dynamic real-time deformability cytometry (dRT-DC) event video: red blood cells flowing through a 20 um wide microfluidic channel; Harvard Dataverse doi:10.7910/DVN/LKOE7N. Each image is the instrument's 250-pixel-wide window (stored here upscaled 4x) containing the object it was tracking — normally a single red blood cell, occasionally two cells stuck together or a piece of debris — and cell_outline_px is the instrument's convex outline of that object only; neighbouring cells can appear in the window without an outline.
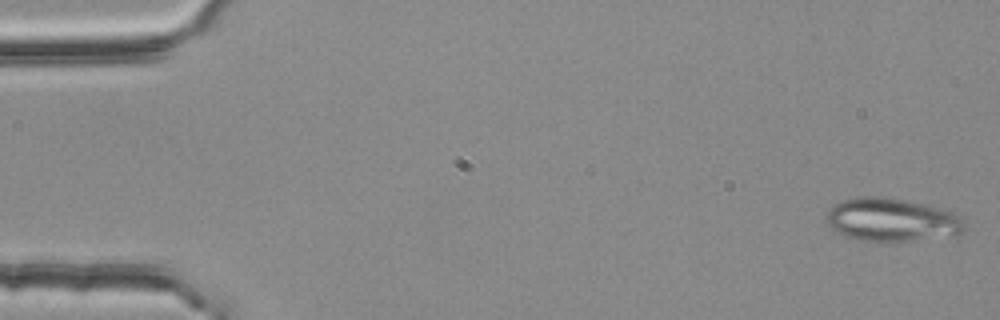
{"species": "common noctule bat (a hibernating species)", "species_latin": "Nyctalus noctula", "temperature_condition": "room temperature", "stored_images_in_passage": 54, "segment_of_instrument_passage": [1, 2], "camera_frame_rate_fps": 3000, "um_per_image_px": 0.085, "animal": {"sex": "female", "body_mass_g": 25.1}, "frame": {"image": 1, "passage_image": 1, "time_ms": 0.0, "image_size_px": [1000, 320], "cell_outline_px": [[964, 228], [956, 236], [908, 240], [864, 240], [848, 236], [832, 228], [824, 220], [828, 208], [832, 204], [840, 200], [856, 196], [880, 196], [904, 200], [944, 208], [960, 216]], "centroid_in_image_um": [75.76, 18.64], "position_along_channel_um": 9.2, "area_um2": 34.62}}